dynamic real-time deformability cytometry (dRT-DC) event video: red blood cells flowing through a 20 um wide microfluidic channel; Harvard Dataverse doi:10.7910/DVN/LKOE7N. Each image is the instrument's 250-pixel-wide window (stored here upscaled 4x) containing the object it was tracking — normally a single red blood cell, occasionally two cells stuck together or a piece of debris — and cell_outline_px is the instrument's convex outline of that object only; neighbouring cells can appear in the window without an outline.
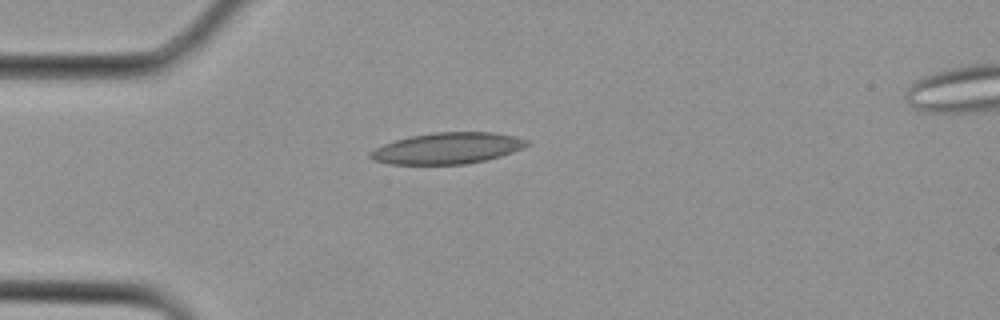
{"species": "Egyptian fruit bat (a non-hibernating species)", "species_latin": "Rousettus aegyptiacus", "temperature_condition": "cold", "stored_images_in_passage": 2, "camera_frame_rate_fps": 3000, "um_per_image_px": 0.085, "animal": {"sex": "female"}, "frame": {"image": 1, "passage_image": 1, "time_ms": 0.0, "image_size_px": [1000, 320], "cell_outline_px": [[532, 144], [524, 148], [500, 156], [468, 164], [388, 164], [372, 160], [368, 156], [368, 152], [384, 144], [396, 140], [412, 136], [436, 132], [492, 132], [516, 136], [528, 140]], "centroid_in_image_um": [38.05, 12.6], "position_along_channel_um": 46.9, "area_um2": 28.55}}